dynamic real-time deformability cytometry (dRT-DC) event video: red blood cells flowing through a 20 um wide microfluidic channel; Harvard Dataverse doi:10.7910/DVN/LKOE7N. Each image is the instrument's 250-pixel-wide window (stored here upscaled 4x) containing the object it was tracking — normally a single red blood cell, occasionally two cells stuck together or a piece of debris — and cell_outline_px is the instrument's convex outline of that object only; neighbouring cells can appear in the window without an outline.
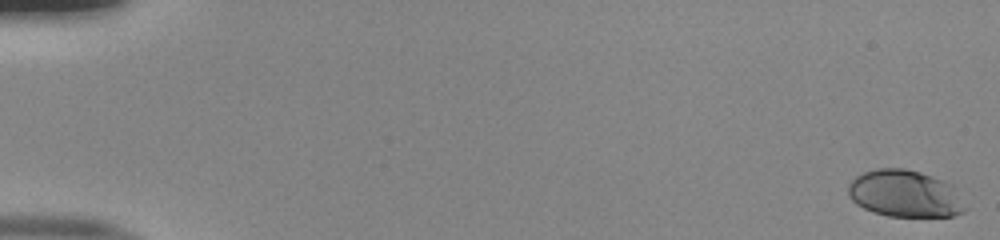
{"species": "human", "species_latin": "Homo sapiens", "temperature_condition": "room temperature", "stored_images_in_passage": 9, "camera_frame_rate_fps": 3000, "um_per_image_px": 0.085, "donor": {"sex": "male"}, "frame": {"image": 1, "passage_image": 1, "time_ms": 0.0, "image_size_px": [1000, 240], "cell_outline_px": [[968, 208], [964, 212], [952, 216], [888, 216], [864, 208], [856, 204], [848, 196], [848, 184], [856, 176], [864, 172], [876, 168], [904, 168], [920, 172], [932, 176], [952, 184]], "centroid_in_image_um": [76.93, 16.46], "position_along_channel_um": 8.1, "area_um2": 32.14}}